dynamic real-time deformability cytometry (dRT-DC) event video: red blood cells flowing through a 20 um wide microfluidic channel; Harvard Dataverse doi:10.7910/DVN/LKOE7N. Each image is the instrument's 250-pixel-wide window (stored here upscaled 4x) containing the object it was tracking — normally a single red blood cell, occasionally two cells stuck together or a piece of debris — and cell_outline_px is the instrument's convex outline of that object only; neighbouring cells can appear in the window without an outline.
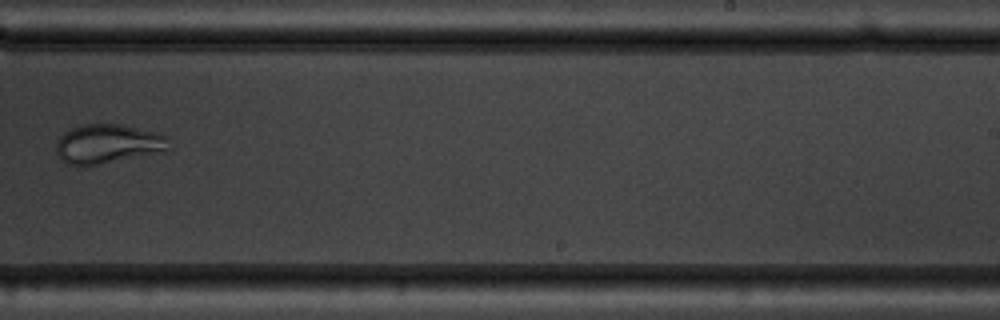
{"species": "common noctule bat (a hibernating species)", "species_latin": "Nyctalus noctula", "temperature_condition": "warm", "stored_images_in_passage": 12, "camera_frame_rate_fps": 3000, "um_per_image_px": 0.085, "animal": {"sex": "male", "body_mass_g": 19.5, "forearm_length_mm": 54.6}, "frame": {"image": 1, "passage_image": 7, "time_ms": 7.0, "image_size_px": [1000, 320], "cell_outline_px": [[168, 148], [164, 152], [96, 164], [68, 164], [56, 152], [56, 144], [60, 136], [64, 132], [72, 128], [84, 124], [120, 124], [156, 132], [168, 136]], "centroid_in_image_um": [9.19, 12.2], "position_along_channel_um": 279.8, "area_um2": 25.32}, "authors_computed_cell_mechanics": {"area_um2": 29.1312, "velocity_mm_per_s": 3.8476, "shape_relaxation_time_tau1_ms": 3.7116, "shape_relaxation_time_tau2_ms": 0.9794, "deformation_change_tau1": 0.1165, "deformation_change_tau2": 0.0385}}